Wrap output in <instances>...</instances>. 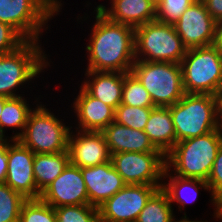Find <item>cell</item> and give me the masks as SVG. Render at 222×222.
<instances>
[{"mask_svg":"<svg viewBox=\"0 0 222 222\" xmlns=\"http://www.w3.org/2000/svg\"><path fill=\"white\" fill-rule=\"evenodd\" d=\"M101 132L111 155L120 152H161L154 147L144 131L112 122Z\"/></svg>","mask_w":222,"mask_h":222,"instance_id":"20","label":"cell"},{"mask_svg":"<svg viewBox=\"0 0 222 222\" xmlns=\"http://www.w3.org/2000/svg\"><path fill=\"white\" fill-rule=\"evenodd\" d=\"M55 209L57 222H100L99 209L88 205H67Z\"/></svg>","mask_w":222,"mask_h":222,"instance_id":"29","label":"cell"},{"mask_svg":"<svg viewBox=\"0 0 222 222\" xmlns=\"http://www.w3.org/2000/svg\"><path fill=\"white\" fill-rule=\"evenodd\" d=\"M207 183L212 198V194L218 189L222 188V143L218 149L213 168L207 180Z\"/></svg>","mask_w":222,"mask_h":222,"instance_id":"33","label":"cell"},{"mask_svg":"<svg viewBox=\"0 0 222 222\" xmlns=\"http://www.w3.org/2000/svg\"><path fill=\"white\" fill-rule=\"evenodd\" d=\"M162 187L126 184L98 209L100 222H136L149 198Z\"/></svg>","mask_w":222,"mask_h":222,"instance_id":"11","label":"cell"},{"mask_svg":"<svg viewBox=\"0 0 222 222\" xmlns=\"http://www.w3.org/2000/svg\"><path fill=\"white\" fill-rule=\"evenodd\" d=\"M7 138L0 137V183H5L7 176Z\"/></svg>","mask_w":222,"mask_h":222,"instance_id":"34","label":"cell"},{"mask_svg":"<svg viewBox=\"0 0 222 222\" xmlns=\"http://www.w3.org/2000/svg\"><path fill=\"white\" fill-rule=\"evenodd\" d=\"M38 44V41H26L17 50L0 55V96H20L15 93L17 87L35 79L47 68L48 59Z\"/></svg>","mask_w":222,"mask_h":222,"instance_id":"6","label":"cell"},{"mask_svg":"<svg viewBox=\"0 0 222 222\" xmlns=\"http://www.w3.org/2000/svg\"><path fill=\"white\" fill-rule=\"evenodd\" d=\"M206 10L217 22L222 20V0H202Z\"/></svg>","mask_w":222,"mask_h":222,"instance_id":"35","label":"cell"},{"mask_svg":"<svg viewBox=\"0 0 222 222\" xmlns=\"http://www.w3.org/2000/svg\"><path fill=\"white\" fill-rule=\"evenodd\" d=\"M81 131H102L114 122L115 110L91 96L82 86L73 102Z\"/></svg>","mask_w":222,"mask_h":222,"instance_id":"17","label":"cell"},{"mask_svg":"<svg viewBox=\"0 0 222 222\" xmlns=\"http://www.w3.org/2000/svg\"><path fill=\"white\" fill-rule=\"evenodd\" d=\"M152 109L120 104L115 109L114 122L134 130L144 131Z\"/></svg>","mask_w":222,"mask_h":222,"instance_id":"28","label":"cell"},{"mask_svg":"<svg viewBox=\"0 0 222 222\" xmlns=\"http://www.w3.org/2000/svg\"><path fill=\"white\" fill-rule=\"evenodd\" d=\"M36 106L17 140L35 154L68 151V136L72 126H65L62 119L56 118L44 105Z\"/></svg>","mask_w":222,"mask_h":222,"instance_id":"8","label":"cell"},{"mask_svg":"<svg viewBox=\"0 0 222 222\" xmlns=\"http://www.w3.org/2000/svg\"><path fill=\"white\" fill-rule=\"evenodd\" d=\"M174 217L168 194L159 188L149 198L136 222H172Z\"/></svg>","mask_w":222,"mask_h":222,"instance_id":"25","label":"cell"},{"mask_svg":"<svg viewBox=\"0 0 222 222\" xmlns=\"http://www.w3.org/2000/svg\"><path fill=\"white\" fill-rule=\"evenodd\" d=\"M61 5L58 0H0V22L13 27L26 41H38Z\"/></svg>","mask_w":222,"mask_h":222,"instance_id":"7","label":"cell"},{"mask_svg":"<svg viewBox=\"0 0 222 222\" xmlns=\"http://www.w3.org/2000/svg\"><path fill=\"white\" fill-rule=\"evenodd\" d=\"M121 104L142 108L155 107L148 91L131 72L124 73Z\"/></svg>","mask_w":222,"mask_h":222,"instance_id":"26","label":"cell"},{"mask_svg":"<svg viewBox=\"0 0 222 222\" xmlns=\"http://www.w3.org/2000/svg\"><path fill=\"white\" fill-rule=\"evenodd\" d=\"M222 55V20L215 24L214 41L212 44Z\"/></svg>","mask_w":222,"mask_h":222,"instance_id":"37","label":"cell"},{"mask_svg":"<svg viewBox=\"0 0 222 222\" xmlns=\"http://www.w3.org/2000/svg\"><path fill=\"white\" fill-rule=\"evenodd\" d=\"M26 40L10 25L0 22V55L17 50Z\"/></svg>","mask_w":222,"mask_h":222,"instance_id":"32","label":"cell"},{"mask_svg":"<svg viewBox=\"0 0 222 222\" xmlns=\"http://www.w3.org/2000/svg\"><path fill=\"white\" fill-rule=\"evenodd\" d=\"M211 201L214 203L213 205H215L216 209L214 211V217L222 220V188L218 189L212 194Z\"/></svg>","mask_w":222,"mask_h":222,"instance_id":"36","label":"cell"},{"mask_svg":"<svg viewBox=\"0 0 222 222\" xmlns=\"http://www.w3.org/2000/svg\"><path fill=\"white\" fill-rule=\"evenodd\" d=\"M81 172L88 192L89 204L96 208H99L126 185L111 161L101 165L83 167Z\"/></svg>","mask_w":222,"mask_h":222,"instance_id":"16","label":"cell"},{"mask_svg":"<svg viewBox=\"0 0 222 222\" xmlns=\"http://www.w3.org/2000/svg\"><path fill=\"white\" fill-rule=\"evenodd\" d=\"M19 222H57L55 209L41 199H28L21 207Z\"/></svg>","mask_w":222,"mask_h":222,"instance_id":"30","label":"cell"},{"mask_svg":"<svg viewBox=\"0 0 222 222\" xmlns=\"http://www.w3.org/2000/svg\"><path fill=\"white\" fill-rule=\"evenodd\" d=\"M7 99H8L7 97L0 96V117H1V114H2V111H3L4 103H5V101H6Z\"/></svg>","mask_w":222,"mask_h":222,"instance_id":"41","label":"cell"},{"mask_svg":"<svg viewBox=\"0 0 222 222\" xmlns=\"http://www.w3.org/2000/svg\"><path fill=\"white\" fill-rule=\"evenodd\" d=\"M40 199L53 208L67 205H88L89 197L81 168L69 163L41 193Z\"/></svg>","mask_w":222,"mask_h":222,"instance_id":"14","label":"cell"},{"mask_svg":"<svg viewBox=\"0 0 222 222\" xmlns=\"http://www.w3.org/2000/svg\"><path fill=\"white\" fill-rule=\"evenodd\" d=\"M130 72L148 91L155 107H170L185 94L178 63L139 60Z\"/></svg>","mask_w":222,"mask_h":222,"instance_id":"3","label":"cell"},{"mask_svg":"<svg viewBox=\"0 0 222 222\" xmlns=\"http://www.w3.org/2000/svg\"><path fill=\"white\" fill-rule=\"evenodd\" d=\"M26 200L6 183H0V222H19L21 207Z\"/></svg>","mask_w":222,"mask_h":222,"instance_id":"27","label":"cell"},{"mask_svg":"<svg viewBox=\"0 0 222 222\" xmlns=\"http://www.w3.org/2000/svg\"><path fill=\"white\" fill-rule=\"evenodd\" d=\"M86 50V71L129 73L135 62V29L110 21L98 8Z\"/></svg>","mask_w":222,"mask_h":222,"instance_id":"1","label":"cell"},{"mask_svg":"<svg viewBox=\"0 0 222 222\" xmlns=\"http://www.w3.org/2000/svg\"><path fill=\"white\" fill-rule=\"evenodd\" d=\"M34 155L31 149L18 140L7 139L8 166L5 183L27 200L40 199L41 196L33 173Z\"/></svg>","mask_w":222,"mask_h":222,"instance_id":"12","label":"cell"},{"mask_svg":"<svg viewBox=\"0 0 222 222\" xmlns=\"http://www.w3.org/2000/svg\"><path fill=\"white\" fill-rule=\"evenodd\" d=\"M216 102V123L218 129L222 131V99H215Z\"/></svg>","mask_w":222,"mask_h":222,"instance_id":"38","label":"cell"},{"mask_svg":"<svg viewBox=\"0 0 222 222\" xmlns=\"http://www.w3.org/2000/svg\"><path fill=\"white\" fill-rule=\"evenodd\" d=\"M180 66L185 93L215 94L222 79V55L213 45L187 49Z\"/></svg>","mask_w":222,"mask_h":222,"instance_id":"9","label":"cell"},{"mask_svg":"<svg viewBox=\"0 0 222 222\" xmlns=\"http://www.w3.org/2000/svg\"><path fill=\"white\" fill-rule=\"evenodd\" d=\"M144 132L154 147L166 156L176 144V134L169 107H154Z\"/></svg>","mask_w":222,"mask_h":222,"instance_id":"21","label":"cell"},{"mask_svg":"<svg viewBox=\"0 0 222 222\" xmlns=\"http://www.w3.org/2000/svg\"><path fill=\"white\" fill-rule=\"evenodd\" d=\"M97 8L110 21L134 29L156 20V6L150 0H112L110 8L102 4Z\"/></svg>","mask_w":222,"mask_h":222,"instance_id":"18","label":"cell"},{"mask_svg":"<svg viewBox=\"0 0 222 222\" xmlns=\"http://www.w3.org/2000/svg\"><path fill=\"white\" fill-rule=\"evenodd\" d=\"M216 21L202 0L193 2L173 25L187 49L213 44Z\"/></svg>","mask_w":222,"mask_h":222,"instance_id":"13","label":"cell"},{"mask_svg":"<svg viewBox=\"0 0 222 222\" xmlns=\"http://www.w3.org/2000/svg\"><path fill=\"white\" fill-rule=\"evenodd\" d=\"M155 6L159 4L161 0H150Z\"/></svg>","mask_w":222,"mask_h":222,"instance_id":"42","label":"cell"},{"mask_svg":"<svg viewBox=\"0 0 222 222\" xmlns=\"http://www.w3.org/2000/svg\"><path fill=\"white\" fill-rule=\"evenodd\" d=\"M169 109L175 129L176 143L218 129L214 95L185 93Z\"/></svg>","mask_w":222,"mask_h":222,"instance_id":"5","label":"cell"},{"mask_svg":"<svg viewBox=\"0 0 222 222\" xmlns=\"http://www.w3.org/2000/svg\"><path fill=\"white\" fill-rule=\"evenodd\" d=\"M33 109L30 108L29 104L24 97H10L8 98L3 106V111L0 117V137L5 138L6 128H18L21 132L14 133L12 140H17L23 133L27 123L30 112Z\"/></svg>","mask_w":222,"mask_h":222,"instance_id":"24","label":"cell"},{"mask_svg":"<svg viewBox=\"0 0 222 222\" xmlns=\"http://www.w3.org/2000/svg\"><path fill=\"white\" fill-rule=\"evenodd\" d=\"M111 162L126 184L162 187L166 168L162 152H120L111 155Z\"/></svg>","mask_w":222,"mask_h":222,"instance_id":"10","label":"cell"},{"mask_svg":"<svg viewBox=\"0 0 222 222\" xmlns=\"http://www.w3.org/2000/svg\"><path fill=\"white\" fill-rule=\"evenodd\" d=\"M172 222H203V221H192V220H188V218H187V216H186V213L184 212V216H183V218L182 219H180V220H177V221H175V219L172 221Z\"/></svg>","mask_w":222,"mask_h":222,"instance_id":"40","label":"cell"},{"mask_svg":"<svg viewBox=\"0 0 222 222\" xmlns=\"http://www.w3.org/2000/svg\"><path fill=\"white\" fill-rule=\"evenodd\" d=\"M168 177L169 183L162 184V189L168 194L170 203L176 202L177 205L179 204V211H181L182 208H185L187 203L194 202L196 200L199 193V188H203L204 190H208L210 192L208 183L206 181L200 179L182 178L176 175L173 176V173L171 176L168 168H165L163 179Z\"/></svg>","mask_w":222,"mask_h":222,"instance_id":"23","label":"cell"},{"mask_svg":"<svg viewBox=\"0 0 222 222\" xmlns=\"http://www.w3.org/2000/svg\"><path fill=\"white\" fill-rule=\"evenodd\" d=\"M221 143L222 131L219 129L177 142L166 155V168L178 177L207 182Z\"/></svg>","mask_w":222,"mask_h":222,"instance_id":"2","label":"cell"},{"mask_svg":"<svg viewBox=\"0 0 222 222\" xmlns=\"http://www.w3.org/2000/svg\"><path fill=\"white\" fill-rule=\"evenodd\" d=\"M77 131L75 135L72 130L68 136L71 164L83 168L111 161V153L101 131Z\"/></svg>","mask_w":222,"mask_h":222,"instance_id":"15","label":"cell"},{"mask_svg":"<svg viewBox=\"0 0 222 222\" xmlns=\"http://www.w3.org/2000/svg\"><path fill=\"white\" fill-rule=\"evenodd\" d=\"M196 0H161L156 6V20L174 24L183 12Z\"/></svg>","mask_w":222,"mask_h":222,"instance_id":"31","label":"cell"},{"mask_svg":"<svg viewBox=\"0 0 222 222\" xmlns=\"http://www.w3.org/2000/svg\"><path fill=\"white\" fill-rule=\"evenodd\" d=\"M215 99H222V79L218 85V88L214 94Z\"/></svg>","mask_w":222,"mask_h":222,"instance_id":"39","label":"cell"},{"mask_svg":"<svg viewBox=\"0 0 222 222\" xmlns=\"http://www.w3.org/2000/svg\"><path fill=\"white\" fill-rule=\"evenodd\" d=\"M186 52L173 24L154 20L135 28V61L180 64Z\"/></svg>","mask_w":222,"mask_h":222,"instance_id":"4","label":"cell"},{"mask_svg":"<svg viewBox=\"0 0 222 222\" xmlns=\"http://www.w3.org/2000/svg\"><path fill=\"white\" fill-rule=\"evenodd\" d=\"M82 87L94 98L100 100L114 110L121 104L124 73L105 71H85ZM92 79H91V78Z\"/></svg>","mask_w":222,"mask_h":222,"instance_id":"19","label":"cell"},{"mask_svg":"<svg viewBox=\"0 0 222 222\" xmlns=\"http://www.w3.org/2000/svg\"><path fill=\"white\" fill-rule=\"evenodd\" d=\"M68 151L53 154H35L33 173L37 189L42 193L68 166Z\"/></svg>","mask_w":222,"mask_h":222,"instance_id":"22","label":"cell"}]
</instances>
